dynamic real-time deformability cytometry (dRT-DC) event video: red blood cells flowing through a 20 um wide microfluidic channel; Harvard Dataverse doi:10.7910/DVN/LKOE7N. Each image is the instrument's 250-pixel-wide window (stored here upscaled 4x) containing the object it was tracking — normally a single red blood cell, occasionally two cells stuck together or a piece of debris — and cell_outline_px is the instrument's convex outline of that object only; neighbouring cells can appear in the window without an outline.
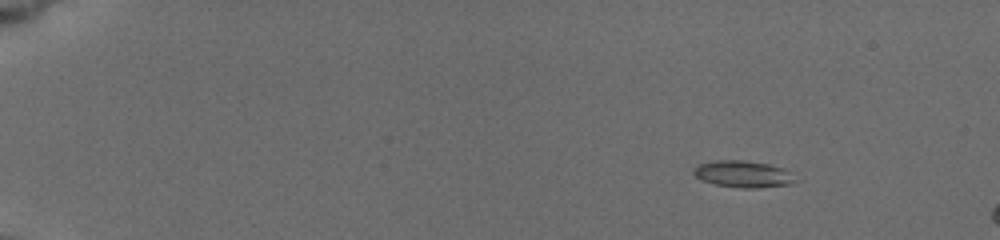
{"species": "common noctule bat (a hibernating species)", "species_latin": "Nyctalus noctula", "temperature_condition": "cold", "stored_images_in_passage": 8, "camera_frame_rate_fps": 3000, "um_per_image_px": 0.085, "animal": {"sex": "female", "body_mass_g": 19.5, "forearm_length_mm": 54.1}, "frame": {"image": 1, "passage_image": 3, "time_ms": 2.0, "image_size_px": [1000, 240], "cell_outline_px": [[796, 180], [792, 184], [760, 188], [744, 188], [716, 184], [704, 180], [696, 176], [692, 172], [692, 168], [700, 164], [716, 160], [744, 160], [768, 164], [784, 168]], "centroid_in_image_um": [63.16, 14.79], "position_along_channel_um": 21.8, "area_um2": 15.66}}